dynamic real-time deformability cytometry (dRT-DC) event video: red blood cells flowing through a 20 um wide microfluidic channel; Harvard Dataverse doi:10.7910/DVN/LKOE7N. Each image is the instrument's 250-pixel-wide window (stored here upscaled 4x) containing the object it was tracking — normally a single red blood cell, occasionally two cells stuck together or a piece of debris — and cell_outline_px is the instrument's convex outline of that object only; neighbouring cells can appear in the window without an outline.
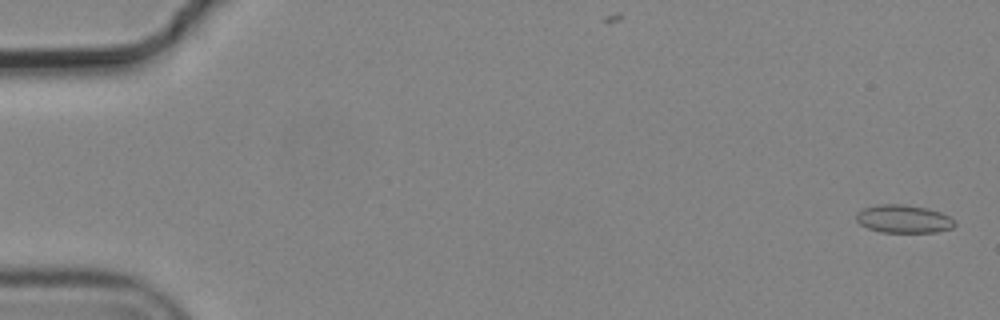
{"species": "common noctule bat (a hibernating species)", "species_latin": "Nyctalus noctula", "temperature_condition": "cold", "stored_images_in_passage": 7, "camera_frame_rate_fps": 3000, "um_per_image_px": 0.085, "animal": {"sex": "male", "body_mass_g": 19.2, "forearm_length_mm": 51.8}, "frame": {"image": 1, "passage_image": 1, "time_ms": 0.0, "image_size_px": [1000, 320], "cell_outline_px": [[956, 224], [952, 228], [936, 232], [880, 232], [868, 228], [860, 224], [856, 220], [856, 212], [864, 208], [880, 204], [904, 204], [928, 208], [940, 212], [956, 220]], "centroid_in_image_um": [76.81, 18.6], "position_along_channel_um": 8.2, "area_um2": 16.18}}
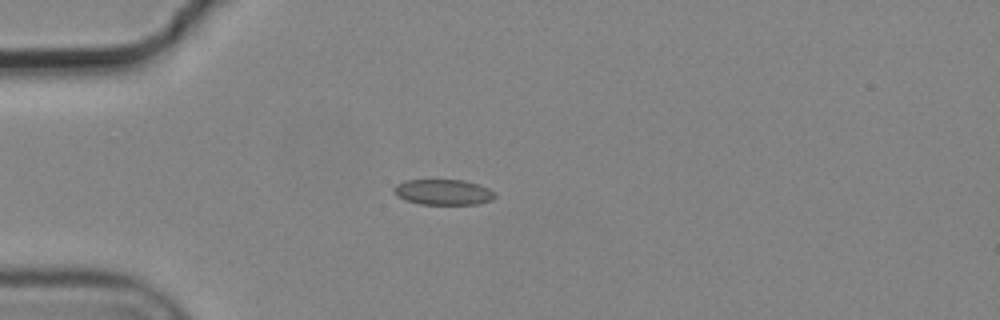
{"frame": {"image": 2, "passage_image": 5, "time_ms": 1.333, "image_size_px": [1000, 320], "cell_outline_px": [[496, 196], [492, 200], [476, 204], [420, 204], [404, 200], [396, 196], [392, 192], [392, 188], [396, 184], [404, 180], [464, 180], [480, 184], [496, 192]], "centroid_in_image_um": [37.65, 16.32], "position_along_channel_um": 47.3, "area_um2": 15.32}}
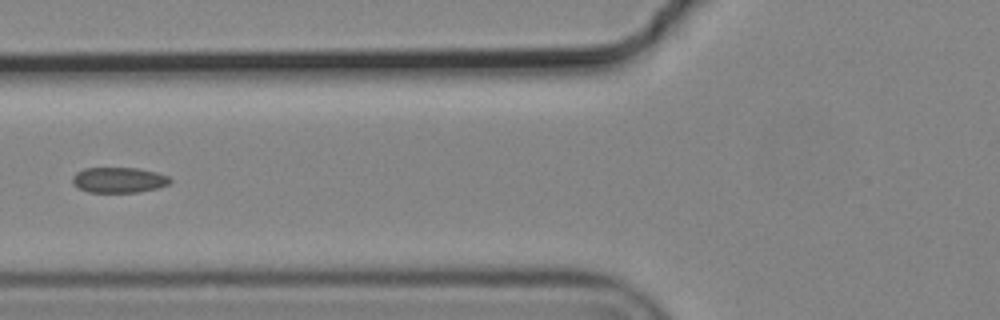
{"frame": {"image": 3, "passage_image": 7, "time_ms": 2.0, "image_size_px": [1000, 320], "cell_outline_px": [[172, 180], [168, 184], [156, 188], [136, 192], [88, 192], [72, 184], [72, 176], [76, 172], [84, 168], [136, 168], [156, 172], [168, 176]], "centroid_in_image_um": [10.06, 15.29], "position_along_channel_um": 115.7, "area_um2": 14.39}}